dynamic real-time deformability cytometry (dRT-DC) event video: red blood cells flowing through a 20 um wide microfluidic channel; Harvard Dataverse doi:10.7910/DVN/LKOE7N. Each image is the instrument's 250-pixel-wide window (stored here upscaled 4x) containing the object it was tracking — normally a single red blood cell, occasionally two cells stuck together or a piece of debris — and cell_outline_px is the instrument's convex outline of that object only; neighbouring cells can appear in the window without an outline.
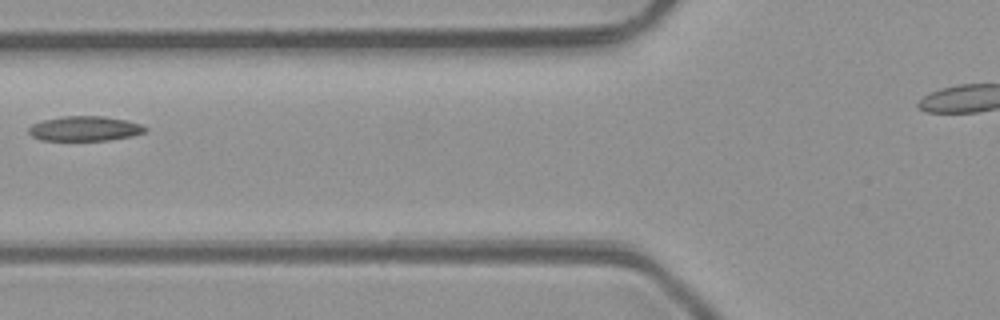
{"species": "common noctule bat (a hibernating species)", "species_latin": "Nyctalus noctula", "temperature_condition": "room temperature", "stored_images_in_passage": 4, "camera_frame_rate_fps": 3000, "um_per_image_px": 0.085, "animal": {"sex": "male", "body_mass_g": 23.1, "forearm_length_mm": 52.7}, "frame": {"image": 1, "passage_image": 4, "time_ms": 3.667, "image_size_px": [1000, 320], "cell_outline_px": [[148, 128], [144, 132], [132, 136], [108, 140], [40, 140], [32, 136], [28, 132], [28, 128], [32, 124], [44, 120], [64, 116], [104, 116], [128, 120], [140, 124]], "centroid_in_image_um": [7.21, 10.93], "position_along_channel_um": 118.6, "area_um2": 16.82}}